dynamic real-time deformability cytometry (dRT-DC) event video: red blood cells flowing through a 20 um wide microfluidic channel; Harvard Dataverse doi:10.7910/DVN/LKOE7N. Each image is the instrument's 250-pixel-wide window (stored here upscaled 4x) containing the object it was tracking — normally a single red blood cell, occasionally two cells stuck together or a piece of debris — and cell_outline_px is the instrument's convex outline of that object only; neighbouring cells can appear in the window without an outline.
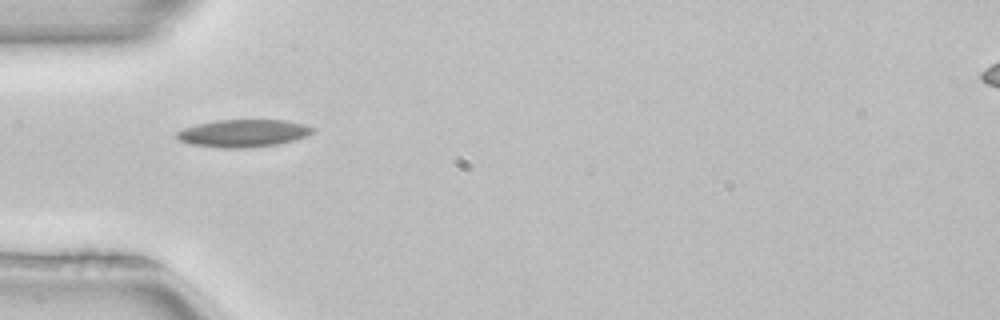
{"species": "common noctule bat (a hibernating species)", "species_latin": "Nyctalus noctula", "temperature_condition": "room temperature", "stored_images_in_passage": 2, "camera_frame_rate_fps": 3000, "um_per_image_px": 0.085, "animal": {"sex": "female", "body_mass_g": 22.7, "forearm_length_mm": 54.2}, "frame": {"image": 1, "passage_image": 1, "time_ms": 0.0, "image_size_px": [1000, 320], "cell_outline_px": [[316, 132], [308, 136], [296, 140], [276, 144], [248, 148], [224, 148], [192, 144], [180, 140], [176, 136], [176, 132], [184, 128], [196, 124], [216, 120], [284, 120], [304, 124], [316, 128]], "centroid_in_image_um": [20.74, 11.32], "position_along_channel_um": 64.3, "area_um2": 21.91}}